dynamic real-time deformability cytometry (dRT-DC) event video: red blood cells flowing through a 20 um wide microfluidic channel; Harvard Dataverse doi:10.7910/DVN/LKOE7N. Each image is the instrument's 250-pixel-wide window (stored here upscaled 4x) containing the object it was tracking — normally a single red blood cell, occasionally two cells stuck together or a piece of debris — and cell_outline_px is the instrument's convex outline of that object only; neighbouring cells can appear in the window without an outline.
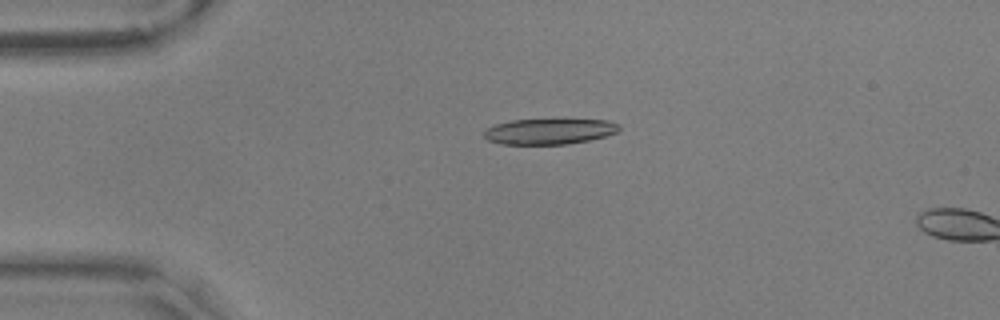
{"species": "common noctule bat (a hibernating species)", "species_latin": "Nyctalus noctula", "temperature_condition": "warm", "stored_images_in_passage": 12, "camera_frame_rate_fps": 3000, "um_per_image_px": 0.085, "animal": {"sex": "male", "body_mass_g": 17.9, "forearm_length_mm": 54.2}, "frame": {"image": 1, "passage_image": 10, "time_ms": 3.0, "image_size_px": [1000, 320], "cell_outline_px": [[620, 128], [616, 132], [604, 136], [588, 140], [568, 144], [500, 144], [488, 140], [484, 136], [484, 128], [496, 124], [512, 120], [608, 120], [620, 124]], "centroid_in_image_um": [46.66, 11.17], "position_along_channel_um": 38.3, "area_um2": 20.06}}